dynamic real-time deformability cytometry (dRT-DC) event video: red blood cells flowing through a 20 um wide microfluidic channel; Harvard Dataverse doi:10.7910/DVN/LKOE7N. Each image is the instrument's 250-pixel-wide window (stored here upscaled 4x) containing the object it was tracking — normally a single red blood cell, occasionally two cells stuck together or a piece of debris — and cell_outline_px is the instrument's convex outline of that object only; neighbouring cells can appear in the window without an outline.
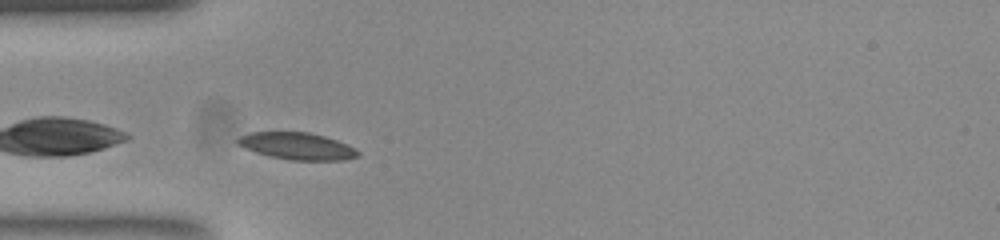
{"species": "common noctule bat (a hibernating species)", "species_latin": "Nyctalus noctula", "temperature_condition": "room temperature", "stored_images_in_passage": 29, "camera_frame_rate_fps": 3000, "um_per_image_px": 0.085, "animal": {"sex": "female", "body_mass_g": 23.0, "forearm_length_mm": 53.4}, "frame": {"image": 1, "passage_image": 1, "time_ms": 0.0, "image_size_px": [1000, 240], "cell_outline_px": [[360, 156], [344, 160], [292, 160], [272, 156], [256, 152], [236, 144], [236, 140], [240, 136], [248, 132], [308, 132], [324, 136], [348, 144], [356, 148], [360, 152]], "centroid_in_image_um": [25.29, 12.41], "position_along_channel_um": 59.7, "area_um2": 18.9}}
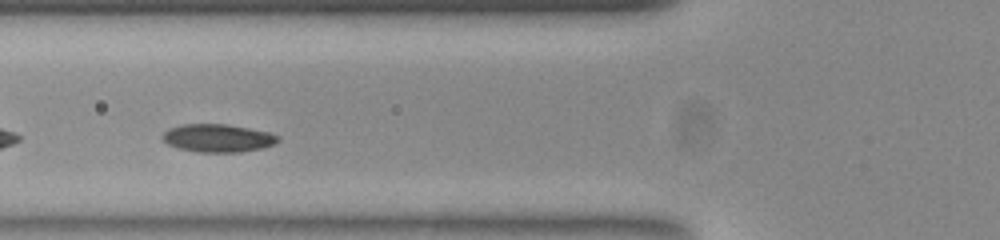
{"frame": {"image": 2, "passage_image": 5, "time_ms": 1.333, "image_size_px": [1000, 240], "cell_outline_px": [[280, 140], [276, 144], [264, 148], [240, 152], [196, 152], [180, 148], [168, 144], [160, 136], [168, 128], [184, 124], [228, 124], [268, 132], [280, 136]], "centroid_in_image_um": [18.55, 11.74], "position_along_channel_um": 107.3, "area_um2": 18.96}}
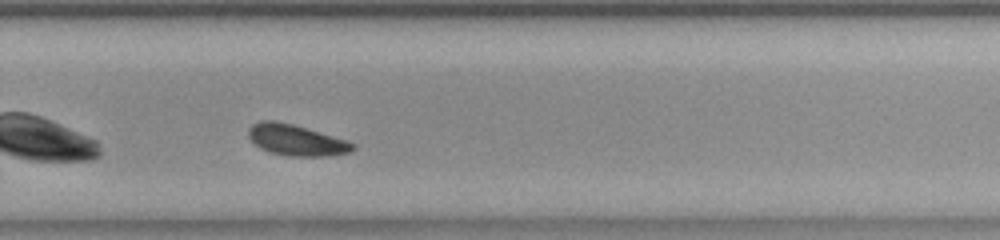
{"frame": {"image": 3, "passage_image": 21, "time_ms": 6.667, "image_size_px": [1000, 240], "cell_outline_px": [[356, 148], [352, 152], [324, 156], [288, 156], [272, 152], [260, 148], [248, 136], [248, 128], [252, 124], [260, 120], [276, 120], [292, 124], [344, 140], [356, 144]], "centroid_in_image_um": [25.15, 11.9], "position_along_channel_um": 304.6, "area_um2": 18.61}, "authors_computed_cell_mechanics": {"area_um2": 18.9584, "velocity_mm_per_s": 3.7003, "shape_relaxation_time_tau1_ms": 5.3557, "shape_relaxation_time_tau2_ms": 1.5315, "deformation_change_tau1": 0.1118, "deformation_change_tau2": 0.0667}}